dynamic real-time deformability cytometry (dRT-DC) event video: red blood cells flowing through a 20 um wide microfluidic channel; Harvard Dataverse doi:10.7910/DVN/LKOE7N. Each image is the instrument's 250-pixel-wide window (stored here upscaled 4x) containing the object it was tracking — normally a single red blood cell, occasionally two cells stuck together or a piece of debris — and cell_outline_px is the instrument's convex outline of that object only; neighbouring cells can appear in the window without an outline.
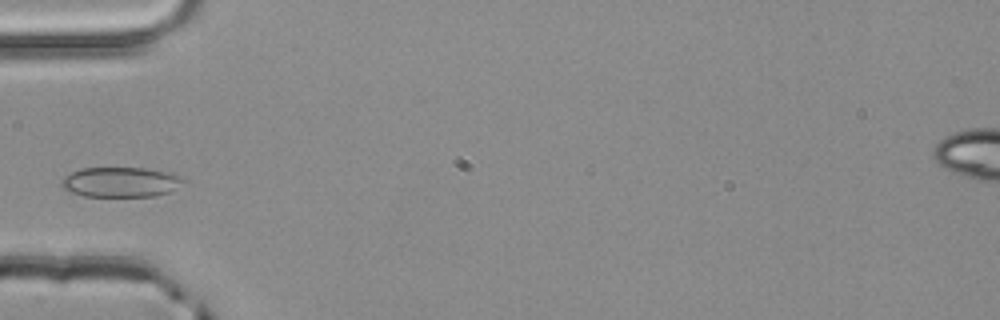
{"species": "common noctule bat (a hibernating species)", "species_latin": "Nyctalus noctula", "temperature_condition": "room temperature", "stored_images_in_passage": 2, "camera_frame_rate_fps": 3000, "um_per_image_px": 0.085, "animal": {"sex": "male", "body_mass_g": 20.4}, "frame": {"image": 1, "passage_image": 2, "time_ms": 0.333, "image_size_px": [1000, 320], "cell_outline_px": [[184, 180], [172, 192], [152, 196], [84, 196], [72, 192], [64, 188], [60, 184], [60, 180], [64, 176], [80, 168], [144, 168], [172, 172], [184, 176]], "centroid_in_image_um": [10.28, 15.47], "position_along_channel_um": 74.7, "area_um2": 21.44}}